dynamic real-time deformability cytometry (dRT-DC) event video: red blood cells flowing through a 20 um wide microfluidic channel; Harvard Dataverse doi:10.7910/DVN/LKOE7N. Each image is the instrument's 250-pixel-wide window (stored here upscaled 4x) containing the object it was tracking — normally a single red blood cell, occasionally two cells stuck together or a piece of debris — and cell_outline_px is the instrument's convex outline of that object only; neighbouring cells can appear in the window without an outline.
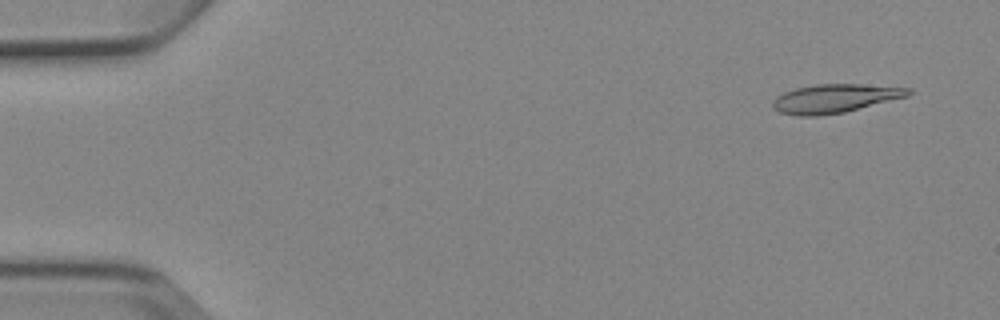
{"species": "Egyptian fruit bat (a non-hibernating species)", "species_latin": "Rousettus aegyptiacus", "temperature_condition": "cold", "stored_images_in_passage": 5, "camera_frame_rate_fps": 3000, "um_per_image_px": 0.085, "animal": {"sex": "female"}, "frame": {"image": 1, "passage_image": 1, "time_ms": 0.0, "image_size_px": [1000, 320], "cell_outline_px": [[912, 92], [908, 96], [844, 112], [820, 116], [800, 116], [780, 112], [772, 108], [772, 100], [776, 96], [784, 92], [796, 88], [816, 84], [860, 84], [912, 88]], "centroid_in_image_um": [70.94, 8.37], "position_along_channel_um": 14.1, "area_um2": 22.66}}
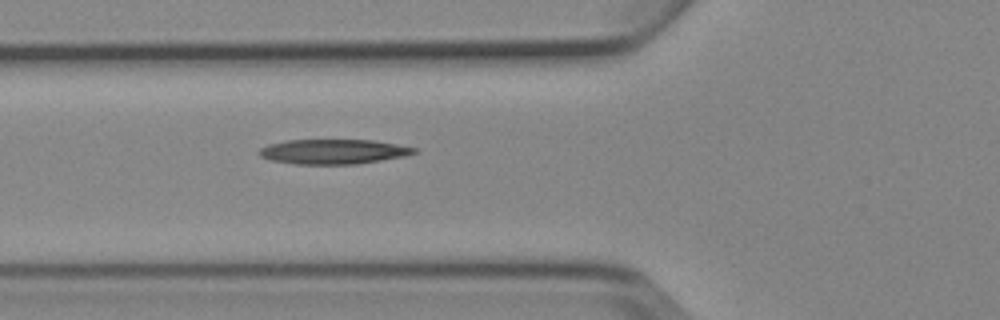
{"frame": {"image": 2, "passage_image": 5, "time_ms": 5.333, "image_size_px": [1000, 320], "cell_outline_px": [[416, 152], [404, 156], [356, 164], [296, 164], [268, 160], [260, 156], [256, 152], [260, 148], [268, 144], [288, 140], [372, 140], [396, 144], [416, 148]], "centroid_in_image_um": [28.26, 12.89], "position_along_channel_um": 97.5, "area_um2": 22.31}}